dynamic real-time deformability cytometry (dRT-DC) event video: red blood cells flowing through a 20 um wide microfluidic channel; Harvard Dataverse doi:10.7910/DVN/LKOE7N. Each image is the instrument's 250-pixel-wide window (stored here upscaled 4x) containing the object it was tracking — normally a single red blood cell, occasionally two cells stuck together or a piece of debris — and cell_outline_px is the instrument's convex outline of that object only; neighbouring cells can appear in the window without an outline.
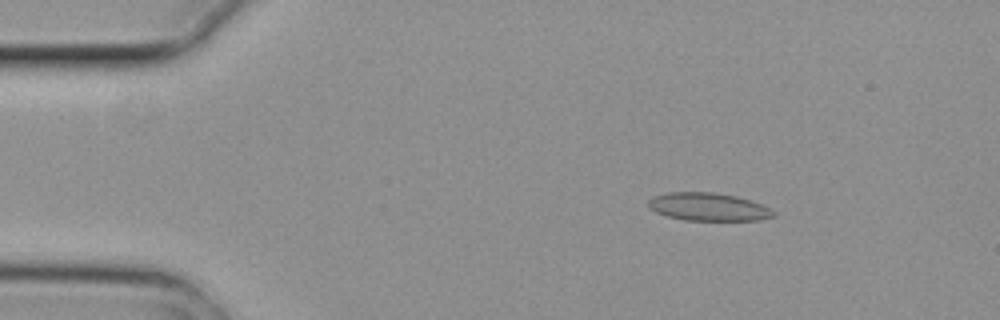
{"species": "common noctule bat (a hibernating species)", "species_latin": "Nyctalus noctula", "temperature_condition": "cold", "stored_images_in_passage": 3, "camera_frame_rate_fps": 3000, "um_per_image_px": 0.085, "animal": {"sex": "female", "body_mass_g": 29.2, "forearm_length_mm": 56.3}, "frame": {"image": 1, "passage_image": 1, "time_ms": 0.0, "image_size_px": [1000, 320], "cell_outline_px": [[776, 216], [760, 220], [684, 220], [668, 216], [656, 212], [648, 204], [648, 200], [652, 196], [668, 192], [712, 192], [736, 196], [760, 204], [776, 212]], "centroid_in_image_um": [60.2, 17.58], "position_along_channel_um": 24.8, "area_um2": 20.23}}